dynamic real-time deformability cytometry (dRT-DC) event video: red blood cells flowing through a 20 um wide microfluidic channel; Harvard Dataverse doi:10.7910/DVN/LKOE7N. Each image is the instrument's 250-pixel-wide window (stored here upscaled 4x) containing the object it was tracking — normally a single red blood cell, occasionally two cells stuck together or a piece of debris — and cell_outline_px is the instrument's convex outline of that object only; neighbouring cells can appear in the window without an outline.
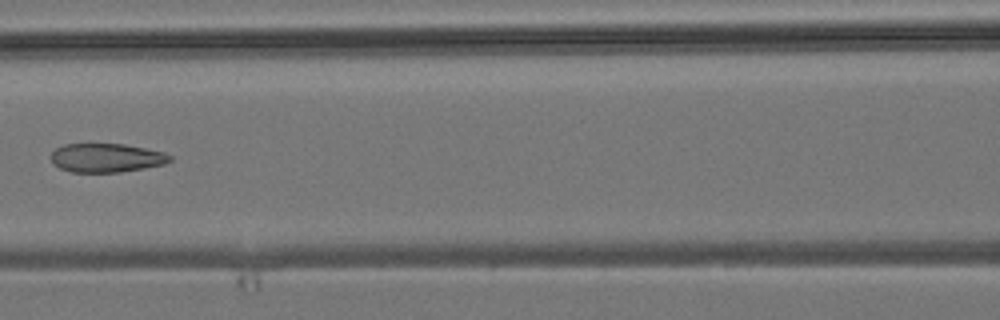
{"species": "common noctule bat (a hibernating species)", "species_latin": "Nyctalus noctula", "temperature_condition": "room temperature", "stored_images_in_passage": 5, "camera_frame_rate_fps": 3000, "um_per_image_px": 0.085, "animal": {"sex": "male", "body_mass_g": 19.2, "forearm_length_mm": 51.8}, "frame": {"image": 1, "passage_image": 5, "time_ms": 5.333, "image_size_px": [1000, 320], "cell_outline_px": [[172, 160], [164, 164], [144, 168], [120, 172], [72, 172], [60, 168], [52, 164], [52, 152], [56, 148], [64, 144], [124, 144], [164, 152], [172, 156]], "centroid_in_image_um": [9.05, 13.42], "position_along_channel_um": 157.6, "area_um2": 19.94}}